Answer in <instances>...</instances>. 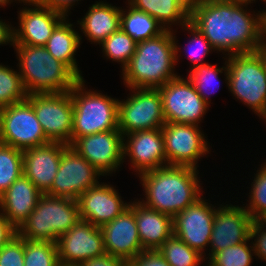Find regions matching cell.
Returning a JSON list of instances; mask_svg holds the SVG:
<instances>
[{"mask_svg":"<svg viewBox=\"0 0 266 266\" xmlns=\"http://www.w3.org/2000/svg\"><path fill=\"white\" fill-rule=\"evenodd\" d=\"M241 0H191L190 22L217 51L228 56L254 52L260 44L259 14L243 9ZM224 50V51H223Z\"/></svg>","mask_w":266,"mask_h":266,"instance_id":"obj_1","label":"cell"},{"mask_svg":"<svg viewBox=\"0 0 266 266\" xmlns=\"http://www.w3.org/2000/svg\"><path fill=\"white\" fill-rule=\"evenodd\" d=\"M139 175L146 195L139 202L172 218L202 196L194 167L167 165Z\"/></svg>","mask_w":266,"mask_h":266,"instance_id":"obj_2","label":"cell"},{"mask_svg":"<svg viewBox=\"0 0 266 266\" xmlns=\"http://www.w3.org/2000/svg\"><path fill=\"white\" fill-rule=\"evenodd\" d=\"M173 30L137 42L136 51L123 68V82L128 88L158 89L178 77L173 72L178 62L179 46Z\"/></svg>","mask_w":266,"mask_h":266,"instance_id":"obj_3","label":"cell"},{"mask_svg":"<svg viewBox=\"0 0 266 266\" xmlns=\"http://www.w3.org/2000/svg\"><path fill=\"white\" fill-rule=\"evenodd\" d=\"M19 56V74L28 95L69 92L79 78L44 46L13 44Z\"/></svg>","mask_w":266,"mask_h":266,"instance_id":"obj_4","label":"cell"},{"mask_svg":"<svg viewBox=\"0 0 266 266\" xmlns=\"http://www.w3.org/2000/svg\"><path fill=\"white\" fill-rule=\"evenodd\" d=\"M80 221L78 201L42 194L35 209L17 229L23 239L56 243Z\"/></svg>","mask_w":266,"mask_h":266,"instance_id":"obj_5","label":"cell"},{"mask_svg":"<svg viewBox=\"0 0 266 266\" xmlns=\"http://www.w3.org/2000/svg\"><path fill=\"white\" fill-rule=\"evenodd\" d=\"M79 79L70 90L73 104L72 143L79 137L118 129V99L84 90Z\"/></svg>","mask_w":266,"mask_h":266,"instance_id":"obj_6","label":"cell"},{"mask_svg":"<svg viewBox=\"0 0 266 266\" xmlns=\"http://www.w3.org/2000/svg\"><path fill=\"white\" fill-rule=\"evenodd\" d=\"M227 86L260 118L266 113V70L255 52L228 56Z\"/></svg>","mask_w":266,"mask_h":266,"instance_id":"obj_7","label":"cell"},{"mask_svg":"<svg viewBox=\"0 0 266 266\" xmlns=\"http://www.w3.org/2000/svg\"><path fill=\"white\" fill-rule=\"evenodd\" d=\"M0 142L19 150L49 144L45 133L26 99L0 109Z\"/></svg>","mask_w":266,"mask_h":266,"instance_id":"obj_8","label":"cell"},{"mask_svg":"<svg viewBox=\"0 0 266 266\" xmlns=\"http://www.w3.org/2000/svg\"><path fill=\"white\" fill-rule=\"evenodd\" d=\"M131 91L130 98L118 102V129L122 135L162 128L166 121L159 90L131 88Z\"/></svg>","mask_w":266,"mask_h":266,"instance_id":"obj_9","label":"cell"},{"mask_svg":"<svg viewBox=\"0 0 266 266\" xmlns=\"http://www.w3.org/2000/svg\"><path fill=\"white\" fill-rule=\"evenodd\" d=\"M45 136L51 142L72 144L73 104L69 92L27 95Z\"/></svg>","mask_w":266,"mask_h":266,"instance_id":"obj_10","label":"cell"},{"mask_svg":"<svg viewBox=\"0 0 266 266\" xmlns=\"http://www.w3.org/2000/svg\"><path fill=\"white\" fill-rule=\"evenodd\" d=\"M166 123L198 125L206 114L207 104L187 78L176 77L158 88Z\"/></svg>","mask_w":266,"mask_h":266,"instance_id":"obj_11","label":"cell"},{"mask_svg":"<svg viewBox=\"0 0 266 266\" xmlns=\"http://www.w3.org/2000/svg\"><path fill=\"white\" fill-rule=\"evenodd\" d=\"M100 175L103 176L74 148L68 145L62 152L52 186L45 194L77 201L84 191L99 184Z\"/></svg>","mask_w":266,"mask_h":266,"instance_id":"obj_12","label":"cell"},{"mask_svg":"<svg viewBox=\"0 0 266 266\" xmlns=\"http://www.w3.org/2000/svg\"><path fill=\"white\" fill-rule=\"evenodd\" d=\"M168 165L190 166L209 153L207 140L198 125L165 123L161 128Z\"/></svg>","mask_w":266,"mask_h":266,"instance_id":"obj_13","label":"cell"},{"mask_svg":"<svg viewBox=\"0 0 266 266\" xmlns=\"http://www.w3.org/2000/svg\"><path fill=\"white\" fill-rule=\"evenodd\" d=\"M56 245L59 263L65 265H81L106 254L100 227L81 220L62 234Z\"/></svg>","mask_w":266,"mask_h":266,"instance_id":"obj_14","label":"cell"},{"mask_svg":"<svg viewBox=\"0 0 266 266\" xmlns=\"http://www.w3.org/2000/svg\"><path fill=\"white\" fill-rule=\"evenodd\" d=\"M123 139L120 130H112L79 137L70 146L105 176L123 164Z\"/></svg>","mask_w":266,"mask_h":266,"instance_id":"obj_15","label":"cell"},{"mask_svg":"<svg viewBox=\"0 0 266 266\" xmlns=\"http://www.w3.org/2000/svg\"><path fill=\"white\" fill-rule=\"evenodd\" d=\"M205 201L199 198L173 218V234L201 255L210 243L215 214V207Z\"/></svg>","mask_w":266,"mask_h":266,"instance_id":"obj_16","label":"cell"},{"mask_svg":"<svg viewBox=\"0 0 266 266\" xmlns=\"http://www.w3.org/2000/svg\"><path fill=\"white\" fill-rule=\"evenodd\" d=\"M253 221L245 207L227 204L215 209L208 255L247 241Z\"/></svg>","mask_w":266,"mask_h":266,"instance_id":"obj_17","label":"cell"},{"mask_svg":"<svg viewBox=\"0 0 266 266\" xmlns=\"http://www.w3.org/2000/svg\"><path fill=\"white\" fill-rule=\"evenodd\" d=\"M100 229L106 254L131 261L144 251L135 220V201L121 215Z\"/></svg>","mask_w":266,"mask_h":266,"instance_id":"obj_18","label":"cell"},{"mask_svg":"<svg viewBox=\"0 0 266 266\" xmlns=\"http://www.w3.org/2000/svg\"><path fill=\"white\" fill-rule=\"evenodd\" d=\"M24 3L34 8L24 7L19 11L18 29L13 28V44L45 46L56 26L66 16L33 0Z\"/></svg>","mask_w":266,"mask_h":266,"instance_id":"obj_19","label":"cell"},{"mask_svg":"<svg viewBox=\"0 0 266 266\" xmlns=\"http://www.w3.org/2000/svg\"><path fill=\"white\" fill-rule=\"evenodd\" d=\"M80 220L103 226L121 215L129 206L112 185L98 184L88 188L78 198Z\"/></svg>","mask_w":266,"mask_h":266,"instance_id":"obj_20","label":"cell"},{"mask_svg":"<svg viewBox=\"0 0 266 266\" xmlns=\"http://www.w3.org/2000/svg\"><path fill=\"white\" fill-rule=\"evenodd\" d=\"M123 137V157L131 158L138 174L168 165L161 128L137 131Z\"/></svg>","mask_w":266,"mask_h":266,"instance_id":"obj_21","label":"cell"},{"mask_svg":"<svg viewBox=\"0 0 266 266\" xmlns=\"http://www.w3.org/2000/svg\"><path fill=\"white\" fill-rule=\"evenodd\" d=\"M68 145L61 142L26 149L23 151V174L45 194L57 174L63 150Z\"/></svg>","mask_w":266,"mask_h":266,"instance_id":"obj_22","label":"cell"},{"mask_svg":"<svg viewBox=\"0 0 266 266\" xmlns=\"http://www.w3.org/2000/svg\"><path fill=\"white\" fill-rule=\"evenodd\" d=\"M42 194L22 174L0 195V210L7 220L18 229L35 209L38 199Z\"/></svg>","mask_w":266,"mask_h":266,"instance_id":"obj_23","label":"cell"},{"mask_svg":"<svg viewBox=\"0 0 266 266\" xmlns=\"http://www.w3.org/2000/svg\"><path fill=\"white\" fill-rule=\"evenodd\" d=\"M135 220L144 251L157 250L173 234V218L135 202Z\"/></svg>","mask_w":266,"mask_h":266,"instance_id":"obj_24","label":"cell"},{"mask_svg":"<svg viewBox=\"0 0 266 266\" xmlns=\"http://www.w3.org/2000/svg\"><path fill=\"white\" fill-rule=\"evenodd\" d=\"M77 22L87 39L100 45L120 28L121 9L107 2H96L89 7L84 18Z\"/></svg>","mask_w":266,"mask_h":266,"instance_id":"obj_25","label":"cell"},{"mask_svg":"<svg viewBox=\"0 0 266 266\" xmlns=\"http://www.w3.org/2000/svg\"><path fill=\"white\" fill-rule=\"evenodd\" d=\"M191 0H128L137 10L155 18L165 30H172L171 25H185L190 21ZM170 26V27H169Z\"/></svg>","mask_w":266,"mask_h":266,"instance_id":"obj_26","label":"cell"},{"mask_svg":"<svg viewBox=\"0 0 266 266\" xmlns=\"http://www.w3.org/2000/svg\"><path fill=\"white\" fill-rule=\"evenodd\" d=\"M72 26L73 24L66 22L65 17L56 26L44 47L55 59L64 63L79 79H82L74 58L82 38Z\"/></svg>","mask_w":266,"mask_h":266,"instance_id":"obj_27","label":"cell"},{"mask_svg":"<svg viewBox=\"0 0 266 266\" xmlns=\"http://www.w3.org/2000/svg\"><path fill=\"white\" fill-rule=\"evenodd\" d=\"M128 5V11L121 10L120 28L136 42L156 37L165 31L155 18Z\"/></svg>","mask_w":266,"mask_h":266,"instance_id":"obj_28","label":"cell"},{"mask_svg":"<svg viewBox=\"0 0 266 266\" xmlns=\"http://www.w3.org/2000/svg\"><path fill=\"white\" fill-rule=\"evenodd\" d=\"M157 251L170 266H200L204 255L192 249L179 237L172 234Z\"/></svg>","mask_w":266,"mask_h":266,"instance_id":"obj_29","label":"cell"},{"mask_svg":"<svg viewBox=\"0 0 266 266\" xmlns=\"http://www.w3.org/2000/svg\"><path fill=\"white\" fill-rule=\"evenodd\" d=\"M23 174V151L0 142V195Z\"/></svg>","mask_w":266,"mask_h":266,"instance_id":"obj_30","label":"cell"},{"mask_svg":"<svg viewBox=\"0 0 266 266\" xmlns=\"http://www.w3.org/2000/svg\"><path fill=\"white\" fill-rule=\"evenodd\" d=\"M107 59L120 62L122 70L129 63L136 51L137 42L121 28L112 33L101 44Z\"/></svg>","mask_w":266,"mask_h":266,"instance_id":"obj_31","label":"cell"},{"mask_svg":"<svg viewBox=\"0 0 266 266\" xmlns=\"http://www.w3.org/2000/svg\"><path fill=\"white\" fill-rule=\"evenodd\" d=\"M24 240V266H59L57 245L53 242Z\"/></svg>","mask_w":266,"mask_h":266,"instance_id":"obj_32","label":"cell"},{"mask_svg":"<svg viewBox=\"0 0 266 266\" xmlns=\"http://www.w3.org/2000/svg\"><path fill=\"white\" fill-rule=\"evenodd\" d=\"M19 72L0 64V109L27 99Z\"/></svg>","mask_w":266,"mask_h":266,"instance_id":"obj_33","label":"cell"},{"mask_svg":"<svg viewBox=\"0 0 266 266\" xmlns=\"http://www.w3.org/2000/svg\"><path fill=\"white\" fill-rule=\"evenodd\" d=\"M247 241L229 246L214 253L208 260V266H251L252 256L255 255L253 245L248 246ZM252 251V252H251Z\"/></svg>","mask_w":266,"mask_h":266,"instance_id":"obj_34","label":"cell"},{"mask_svg":"<svg viewBox=\"0 0 266 266\" xmlns=\"http://www.w3.org/2000/svg\"><path fill=\"white\" fill-rule=\"evenodd\" d=\"M226 67H221V68H216L214 65L210 64H205V65H200L197 66L196 68H192L189 72L188 79L193 83L197 93L203 98V100L207 103L210 104L209 102V96L212 94V91L210 92V87L213 83H220V80H218V74L223 73V71H228L227 68V62L225 61ZM223 70V71H222ZM217 83V85H218ZM216 85V86H217ZM209 87V88H208ZM209 91V92H208ZM208 92V93H207Z\"/></svg>","mask_w":266,"mask_h":266,"instance_id":"obj_35","label":"cell"},{"mask_svg":"<svg viewBox=\"0 0 266 266\" xmlns=\"http://www.w3.org/2000/svg\"><path fill=\"white\" fill-rule=\"evenodd\" d=\"M252 184L250 202L245 208L254 221L262 220L266 216V162L257 170Z\"/></svg>","mask_w":266,"mask_h":266,"instance_id":"obj_36","label":"cell"},{"mask_svg":"<svg viewBox=\"0 0 266 266\" xmlns=\"http://www.w3.org/2000/svg\"><path fill=\"white\" fill-rule=\"evenodd\" d=\"M182 27H184L185 30L188 29V32H190L192 35V39L188 42V44L190 45V48H188L187 50L189 52V60L190 62H192V66L191 68H196L197 66L200 65H205L207 63H203L202 59L208 54L210 53V50H214V48L212 47V45L209 43V41L205 38V36L199 31V29H197V27H195L190 21L188 23H186L185 25H183ZM193 47V48H192Z\"/></svg>","mask_w":266,"mask_h":266,"instance_id":"obj_37","label":"cell"},{"mask_svg":"<svg viewBox=\"0 0 266 266\" xmlns=\"http://www.w3.org/2000/svg\"><path fill=\"white\" fill-rule=\"evenodd\" d=\"M0 266H24V240L18 234L0 249Z\"/></svg>","mask_w":266,"mask_h":266,"instance_id":"obj_38","label":"cell"},{"mask_svg":"<svg viewBox=\"0 0 266 266\" xmlns=\"http://www.w3.org/2000/svg\"><path fill=\"white\" fill-rule=\"evenodd\" d=\"M253 238H255L252 242L255 255L266 261V223L262 220L253 221L250 239L253 241Z\"/></svg>","mask_w":266,"mask_h":266,"instance_id":"obj_39","label":"cell"},{"mask_svg":"<svg viewBox=\"0 0 266 266\" xmlns=\"http://www.w3.org/2000/svg\"><path fill=\"white\" fill-rule=\"evenodd\" d=\"M130 262L134 266H170L157 250L142 251Z\"/></svg>","mask_w":266,"mask_h":266,"instance_id":"obj_40","label":"cell"},{"mask_svg":"<svg viewBox=\"0 0 266 266\" xmlns=\"http://www.w3.org/2000/svg\"><path fill=\"white\" fill-rule=\"evenodd\" d=\"M38 5L47 7L51 10L60 12L61 14L68 16L67 13L70 11V8L75 5L74 3L80 0H33Z\"/></svg>","mask_w":266,"mask_h":266,"instance_id":"obj_41","label":"cell"},{"mask_svg":"<svg viewBox=\"0 0 266 266\" xmlns=\"http://www.w3.org/2000/svg\"><path fill=\"white\" fill-rule=\"evenodd\" d=\"M126 262L118 257L105 254L98 258L86 260L80 266H123Z\"/></svg>","mask_w":266,"mask_h":266,"instance_id":"obj_42","label":"cell"},{"mask_svg":"<svg viewBox=\"0 0 266 266\" xmlns=\"http://www.w3.org/2000/svg\"><path fill=\"white\" fill-rule=\"evenodd\" d=\"M16 234L17 229L0 211V249Z\"/></svg>","mask_w":266,"mask_h":266,"instance_id":"obj_43","label":"cell"},{"mask_svg":"<svg viewBox=\"0 0 266 266\" xmlns=\"http://www.w3.org/2000/svg\"><path fill=\"white\" fill-rule=\"evenodd\" d=\"M13 28L15 27H11L2 20L0 21V45L8 43L13 45Z\"/></svg>","mask_w":266,"mask_h":266,"instance_id":"obj_44","label":"cell"},{"mask_svg":"<svg viewBox=\"0 0 266 266\" xmlns=\"http://www.w3.org/2000/svg\"><path fill=\"white\" fill-rule=\"evenodd\" d=\"M259 12V36L260 42H266V11Z\"/></svg>","mask_w":266,"mask_h":266,"instance_id":"obj_45","label":"cell"},{"mask_svg":"<svg viewBox=\"0 0 266 266\" xmlns=\"http://www.w3.org/2000/svg\"><path fill=\"white\" fill-rule=\"evenodd\" d=\"M254 52L258 55L263 63L264 69L266 70V42H260L259 46L254 50Z\"/></svg>","mask_w":266,"mask_h":266,"instance_id":"obj_46","label":"cell"},{"mask_svg":"<svg viewBox=\"0 0 266 266\" xmlns=\"http://www.w3.org/2000/svg\"><path fill=\"white\" fill-rule=\"evenodd\" d=\"M12 0H0V6H6L8 3H11ZM16 1V0H15ZM19 2L22 1L23 3L27 0H18Z\"/></svg>","mask_w":266,"mask_h":266,"instance_id":"obj_47","label":"cell"},{"mask_svg":"<svg viewBox=\"0 0 266 266\" xmlns=\"http://www.w3.org/2000/svg\"><path fill=\"white\" fill-rule=\"evenodd\" d=\"M123 266H134L130 261H127Z\"/></svg>","mask_w":266,"mask_h":266,"instance_id":"obj_48","label":"cell"},{"mask_svg":"<svg viewBox=\"0 0 266 266\" xmlns=\"http://www.w3.org/2000/svg\"><path fill=\"white\" fill-rule=\"evenodd\" d=\"M59 266H80V265H65V264H60Z\"/></svg>","mask_w":266,"mask_h":266,"instance_id":"obj_49","label":"cell"},{"mask_svg":"<svg viewBox=\"0 0 266 266\" xmlns=\"http://www.w3.org/2000/svg\"><path fill=\"white\" fill-rule=\"evenodd\" d=\"M261 118H263L265 120L266 119V113Z\"/></svg>","mask_w":266,"mask_h":266,"instance_id":"obj_50","label":"cell"},{"mask_svg":"<svg viewBox=\"0 0 266 266\" xmlns=\"http://www.w3.org/2000/svg\"><path fill=\"white\" fill-rule=\"evenodd\" d=\"M262 221L266 223V216L262 219Z\"/></svg>","mask_w":266,"mask_h":266,"instance_id":"obj_51","label":"cell"},{"mask_svg":"<svg viewBox=\"0 0 266 266\" xmlns=\"http://www.w3.org/2000/svg\"><path fill=\"white\" fill-rule=\"evenodd\" d=\"M241 1H250V2H252V1H255V0H241Z\"/></svg>","mask_w":266,"mask_h":266,"instance_id":"obj_52","label":"cell"}]
</instances>
